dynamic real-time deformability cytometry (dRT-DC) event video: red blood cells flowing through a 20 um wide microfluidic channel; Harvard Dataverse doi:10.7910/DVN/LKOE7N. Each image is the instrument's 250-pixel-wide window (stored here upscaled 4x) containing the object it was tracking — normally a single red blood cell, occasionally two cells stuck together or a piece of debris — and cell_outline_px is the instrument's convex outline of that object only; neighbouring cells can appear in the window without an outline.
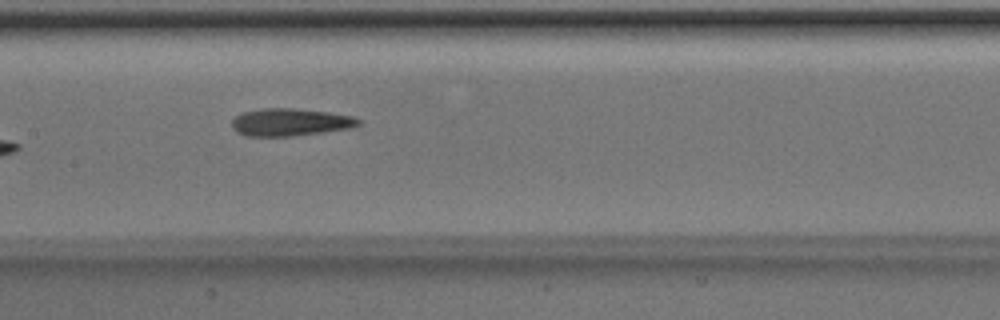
{"species": "Egyptian fruit bat (a non-hibernating species)", "species_latin": "Rousettus aegyptiacus", "temperature_condition": "room temperature", "stored_images_in_passage": 9, "camera_frame_rate_fps": 3000, "um_per_image_px": 0.085, "animal": {"sex": "male"}, "frame": {"image": 1, "passage_image": 8, "time_ms": 2.333, "image_size_px": [1000, 320], "cell_outline_px": [[364, 124], [352, 128], [324, 132], [292, 136], [248, 136], [236, 132], [232, 128], [232, 120], [236, 116], [244, 112], [264, 108], [296, 108], [328, 112], [352, 116], [364, 120]], "centroid_in_image_um": [24.74, 10.39], "position_along_channel_um": 182.7, "area_um2": 20.52}}
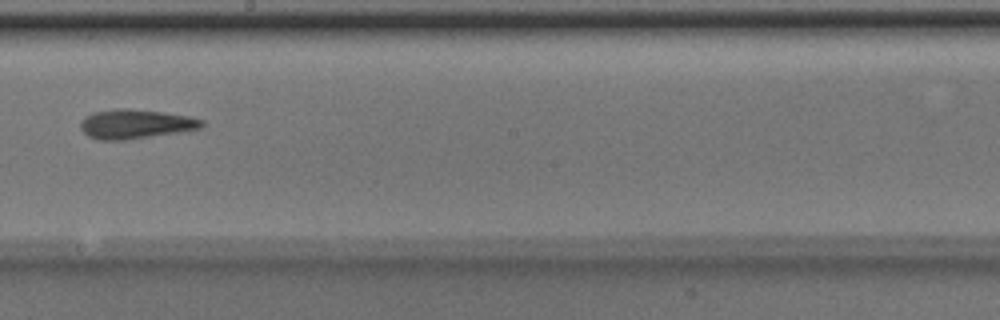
{"frame": {"image": 2, "passage_image": 9, "time_ms": 2.667, "image_size_px": [1000, 320], "cell_outline_px": [[204, 124], [200, 128], [128, 140], [100, 140], [88, 136], [80, 128], [80, 120], [84, 116], [96, 112], [116, 108], [128, 108], [164, 112], [188, 116], [204, 120]], "centroid_in_image_um": [11.48, 10.53], "position_along_channel_um": 236.7, "area_um2": 20.69}}